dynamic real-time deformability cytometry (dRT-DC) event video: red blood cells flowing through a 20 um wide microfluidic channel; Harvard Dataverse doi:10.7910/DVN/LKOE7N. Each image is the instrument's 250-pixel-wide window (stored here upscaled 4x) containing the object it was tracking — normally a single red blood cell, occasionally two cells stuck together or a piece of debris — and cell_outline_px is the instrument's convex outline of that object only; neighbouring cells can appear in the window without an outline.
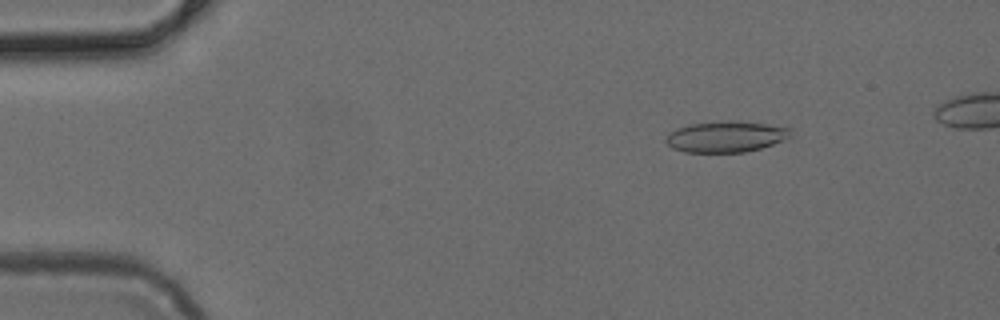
{"species": "common noctule bat (a hibernating species)", "species_latin": "Nyctalus noctula", "temperature_condition": "cold", "stored_images_in_passage": 41, "camera_frame_rate_fps": 3000, "um_per_image_px": 0.085, "animal": {"sex": "female", "body_mass_g": 24.6, "forearm_length_mm": 56.2}, "frame": {"image": 1, "passage_image": 2, "time_ms": 0.333, "image_size_px": [1000, 320], "cell_outline_px": [[792, 132], [784, 140], [760, 148], [744, 152], [684, 152], [672, 148], [664, 140], [668, 132], [676, 128], [688, 124], [720, 120], [736, 120], [792, 128]], "centroid_in_image_um": [61.64, 11.6], "position_along_channel_um": 23.4, "area_um2": 22.77}}
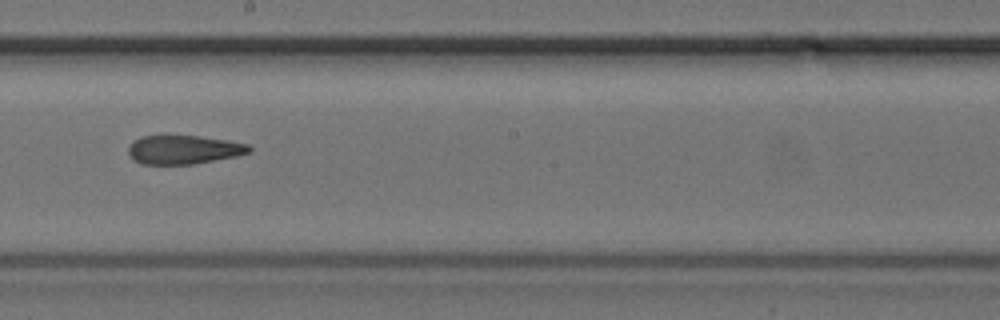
{"frame": {"image": 2, "passage_image": 23, "time_ms": 7.333, "image_size_px": [1000, 320], "cell_outline_px": [[252, 148], [248, 152], [236, 156], [192, 164], [140, 164], [132, 160], [128, 152], [128, 148], [132, 140], [140, 136], [200, 136], [228, 140], [248, 144]], "centroid_in_image_um": [15.56, 12.72], "position_along_channel_um": 232.6, "area_um2": 20.29}}
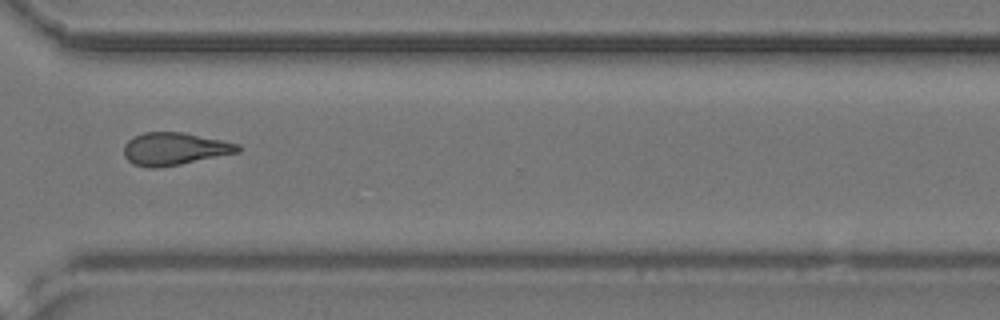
{"frame": {"image": 3, "passage_image": 32, "time_ms": 10.333, "image_size_px": [1000, 320], "cell_outline_px": [[240, 152], [180, 164], [156, 168], [148, 168], [132, 164], [124, 156], [124, 144], [132, 136], [144, 132], [184, 132], [240, 144]], "centroid_in_image_um": [14.8, 12.65], "position_along_channel_um": 355.8, "area_um2": 21.73}}